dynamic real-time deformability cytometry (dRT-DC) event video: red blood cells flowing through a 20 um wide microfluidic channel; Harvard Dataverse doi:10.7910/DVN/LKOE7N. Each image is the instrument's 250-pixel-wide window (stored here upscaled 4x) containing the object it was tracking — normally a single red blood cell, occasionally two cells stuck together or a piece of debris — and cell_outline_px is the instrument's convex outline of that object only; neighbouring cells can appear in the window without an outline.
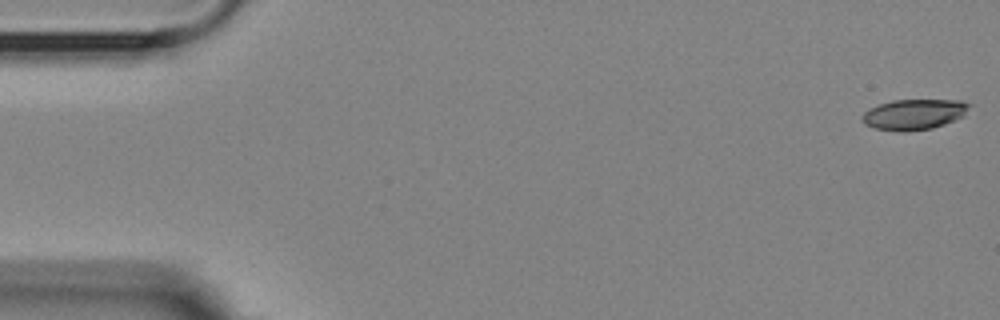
{"species": "Egyptian fruit bat (a non-hibernating species)", "species_latin": "Rousettus aegyptiacus", "temperature_condition": "room temperature", "stored_images_in_passage": 13, "camera_frame_rate_fps": 3000, "um_per_image_px": 0.085, "animal": {"sex": "female"}, "frame": {"image": 1, "passage_image": 1, "time_ms": 0.0, "image_size_px": [1000, 320], "cell_outline_px": [[972, 104], [964, 116], [944, 124], [932, 128], [904, 132], [900, 132], [876, 128], [864, 124], [860, 120], [860, 116], [868, 108], [892, 100], [960, 100]], "centroid_in_image_um": [77.67, 9.72], "position_along_channel_um": 7.3, "area_um2": 19.25}}